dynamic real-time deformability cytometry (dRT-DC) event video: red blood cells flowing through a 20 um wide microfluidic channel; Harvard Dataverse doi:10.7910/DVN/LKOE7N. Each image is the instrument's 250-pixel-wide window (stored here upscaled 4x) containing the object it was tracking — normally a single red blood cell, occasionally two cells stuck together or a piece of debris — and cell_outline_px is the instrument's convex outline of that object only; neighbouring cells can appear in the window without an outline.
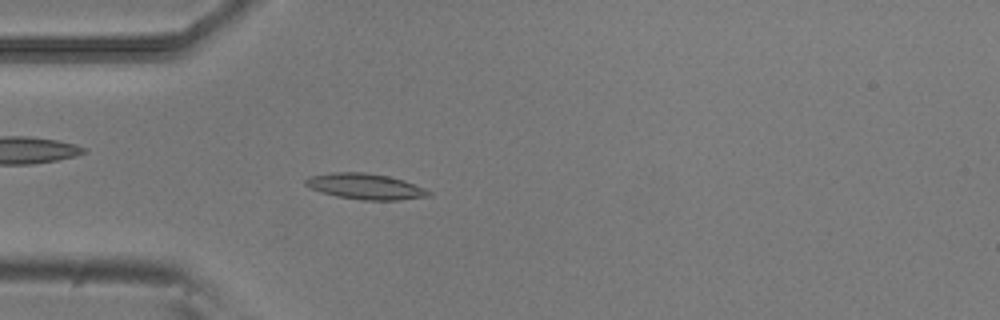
{"species": "common noctule bat (a hibernating species)", "species_latin": "Nyctalus noctula", "temperature_condition": "room temperature", "stored_images_in_passage": 52, "camera_frame_rate_fps": 3000, "um_per_image_px": 0.085, "animal": {"sex": "male", "body_mass_g": 20.5, "forearm_length_mm": 52.5}, "frame": {"image": 1, "passage_image": 14, "time_ms": 4.333, "image_size_px": [1000, 320], "cell_outline_px": [[432, 196], [400, 200], [360, 200], [336, 196], [320, 192], [308, 188], [304, 184], [304, 180], [308, 176], [332, 172], [364, 172], [388, 176], [404, 180], [424, 188], [432, 192]], "centroid_in_image_um": [31.03, 15.85], "position_along_channel_um": 54.0, "area_um2": 18.79}}
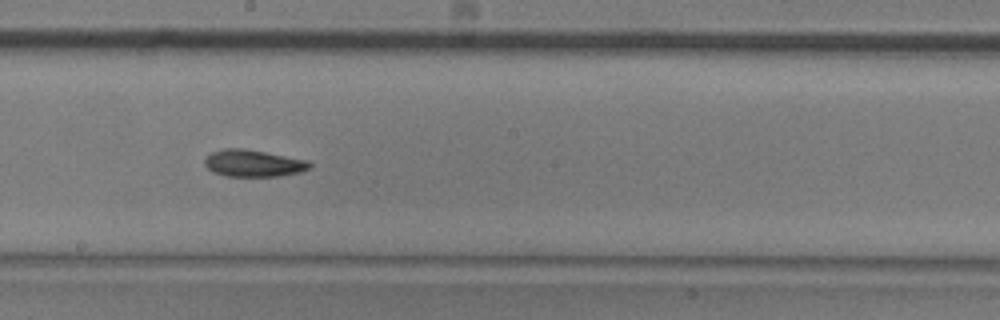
{"frame": {"image": 2, "passage_image": 28, "time_ms": 9.0, "image_size_px": [1000, 320], "cell_outline_px": [[312, 168], [300, 172], [280, 176], [228, 176], [212, 172], [204, 164], [204, 160], [212, 152], [224, 148], [244, 148], [308, 160], [312, 164]], "centroid_in_image_um": [21.56, 13.88], "position_along_channel_um": 226.6, "area_um2": 16.53}}
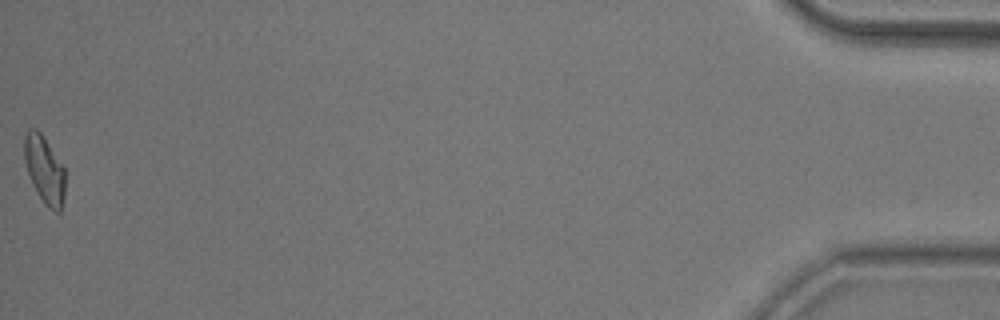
{"frame": {"image": 3, "passage_image": 52, "time_ms": 17.0, "image_size_px": [1000, 320], "cell_outline_px": [[64, 196], [60, 212], [56, 212], [48, 208], [44, 204], [28, 172], [24, 160], [24, 136], [28, 128], [36, 128], [44, 136], [64, 168]], "centroid_in_image_um": [3.77, 14.39], "position_along_channel_um": 431.4, "area_um2": 15.84}, "authors_computed_cell_mechanics": {"area_um2": 16.5019, "velocity_mm_per_s": 3.8127, "shape_relaxation_time_tau1_ms": 9.1017, "shape_relaxation_time_tau2_ms": 8.488, "deformation_change_tau1": 0.2004, "deformation_change_tau2": 0.136}}